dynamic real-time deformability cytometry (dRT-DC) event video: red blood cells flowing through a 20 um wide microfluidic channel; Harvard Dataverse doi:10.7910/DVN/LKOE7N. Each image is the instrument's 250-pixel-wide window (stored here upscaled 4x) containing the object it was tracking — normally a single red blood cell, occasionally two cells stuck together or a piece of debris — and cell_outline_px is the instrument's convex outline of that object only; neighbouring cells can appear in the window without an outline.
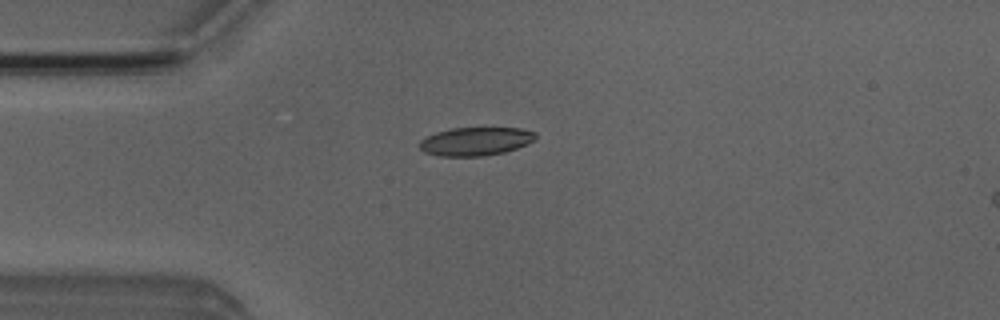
{"species": "Egyptian fruit bat (a non-hibernating species)", "species_latin": "Rousettus aegyptiacus", "temperature_condition": "room temperature", "stored_images_in_passage": 1, "camera_frame_rate_fps": 3000, "um_per_image_px": 0.085, "animal": {"sex": "male"}, "frame": {"image": 1, "passage_image": 1, "time_ms": 0.0, "image_size_px": [1000, 320], "cell_outline_px": [[536, 136], [532, 140], [516, 148], [504, 152], [480, 156], [440, 156], [424, 152], [420, 148], [420, 140], [436, 132], [452, 128], [520, 128], [536, 132]], "centroid_in_image_um": [40.39, 12.01], "position_along_channel_um": 44.6, "area_um2": 18.9}}